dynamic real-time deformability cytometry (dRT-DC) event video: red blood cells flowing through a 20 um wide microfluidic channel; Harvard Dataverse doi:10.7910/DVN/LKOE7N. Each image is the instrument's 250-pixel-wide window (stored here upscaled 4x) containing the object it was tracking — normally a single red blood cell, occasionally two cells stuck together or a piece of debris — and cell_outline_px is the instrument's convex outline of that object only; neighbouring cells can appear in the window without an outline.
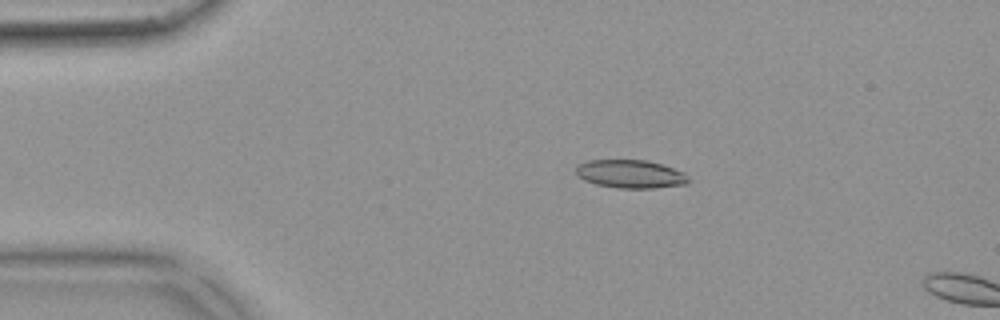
{"species": "common noctule bat (a hibernating species)", "species_latin": "Nyctalus noctula", "temperature_condition": "warm", "stored_images_in_passage": 13, "camera_frame_rate_fps": 3000, "um_per_image_px": 0.085, "animal": {"sex": "female", "body_mass_g": 18.4}, "frame": {"image": 1, "passage_image": 11, "time_ms": 3.333, "image_size_px": [1000, 320], "cell_outline_px": [[688, 184], [656, 188], [616, 188], [596, 184], [584, 180], [576, 176], [576, 168], [580, 164], [588, 160], [648, 160], [684, 172], [688, 176]], "centroid_in_image_um": [53.59, 14.8], "position_along_channel_um": 31.4, "area_um2": 18.55}}